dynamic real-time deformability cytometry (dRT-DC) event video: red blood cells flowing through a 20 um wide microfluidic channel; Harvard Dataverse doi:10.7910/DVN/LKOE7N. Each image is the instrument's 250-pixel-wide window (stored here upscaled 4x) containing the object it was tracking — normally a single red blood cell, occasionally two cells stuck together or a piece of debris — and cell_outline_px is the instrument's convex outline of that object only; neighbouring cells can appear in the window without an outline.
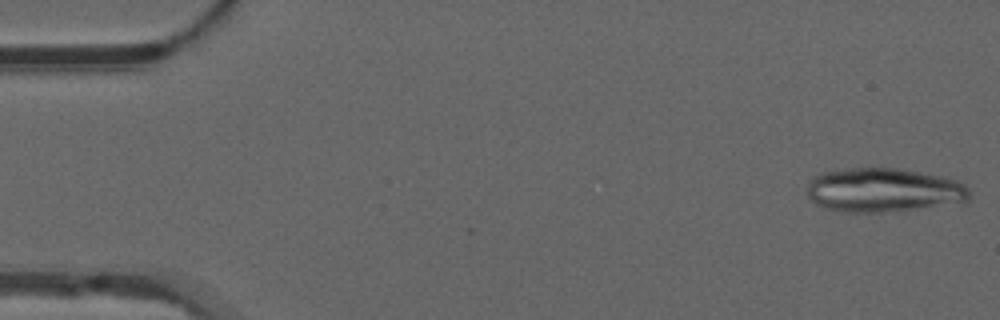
{"species": "common noctule bat (a hibernating species)", "species_latin": "Nyctalus noctula", "temperature_condition": "warm", "stored_images_in_passage": 22, "camera_frame_rate_fps": 3000, "um_per_image_px": 0.085, "animal": {"sex": "male", "forearm_length_mm": 52.5}, "frame": {"image": 1, "passage_image": 1, "time_ms": 0.0, "image_size_px": [1000, 320], "cell_outline_px": [[968, 200], [916, 208], [880, 212], [848, 212], [828, 208], [816, 204], [808, 196], [808, 184], [812, 176], [824, 172], [852, 168], [896, 168], [948, 176], [960, 180], [968, 188]], "centroid_in_image_um": [75.1, 16.13], "position_along_channel_um": 9.9, "area_um2": 41.27}}